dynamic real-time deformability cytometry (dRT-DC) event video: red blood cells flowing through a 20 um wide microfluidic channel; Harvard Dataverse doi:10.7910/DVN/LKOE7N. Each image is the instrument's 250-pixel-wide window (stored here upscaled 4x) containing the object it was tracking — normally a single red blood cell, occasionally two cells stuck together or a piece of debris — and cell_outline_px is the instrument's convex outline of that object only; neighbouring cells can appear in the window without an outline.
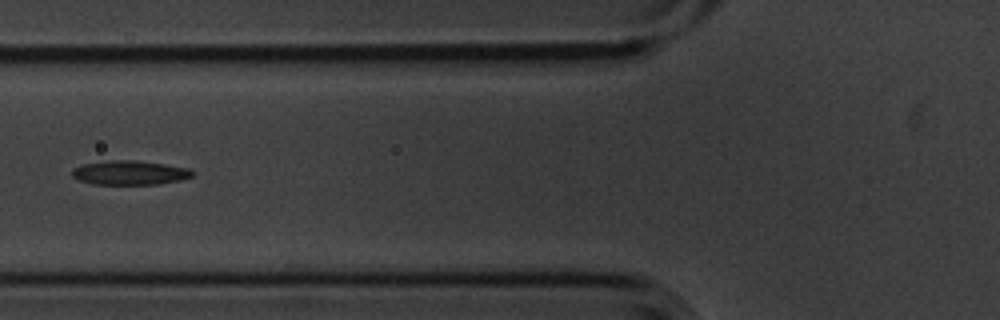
{"species": "common noctule bat (a hibernating species)", "species_latin": "Nyctalus noctula", "temperature_condition": "cold", "stored_images_in_passage": 6, "camera_frame_rate_fps": 3000, "um_per_image_px": 0.085, "animal": {"sex": "male", "body_mass_g": 20.1, "forearm_length_mm": 53.5}, "frame": {"image": 1, "passage_image": 6, "time_ms": 1.667, "image_size_px": [1000, 320], "cell_outline_px": [[192, 176], [180, 180], [160, 184], [92, 184], [80, 180], [72, 176], [72, 168], [84, 164], [108, 160], [132, 160], [164, 164], [188, 168], [192, 172]], "centroid_in_image_um": [11.0, 14.68], "position_along_channel_um": 114.8, "area_um2": 16.82}}